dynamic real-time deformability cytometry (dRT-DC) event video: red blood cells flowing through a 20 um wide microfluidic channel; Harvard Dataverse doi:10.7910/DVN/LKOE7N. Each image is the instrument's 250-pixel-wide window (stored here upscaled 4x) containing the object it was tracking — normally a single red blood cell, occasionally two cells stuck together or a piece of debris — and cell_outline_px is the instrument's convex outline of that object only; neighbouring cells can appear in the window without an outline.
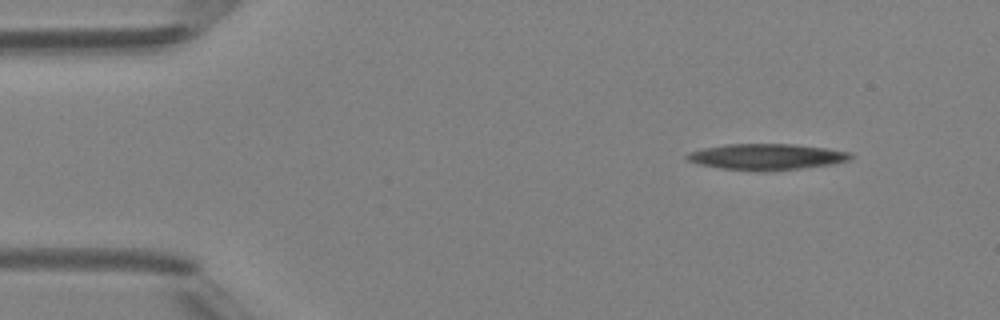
{"species": "Egyptian fruit bat (a non-hibernating species)", "species_latin": "Rousettus aegyptiacus", "temperature_condition": "room temperature", "stored_images_in_passage": 4, "segment_of_instrument_passage": [1, 2], "camera_frame_rate_fps": 3000, "um_per_image_px": 0.085, "animal": {"sex": "female"}, "frame": {"image": 1, "passage_image": 1, "time_ms": 0.0, "image_size_px": [1000, 320], "cell_outline_px": [[852, 156], [848, 160], [832, 164], [804, 168], [764, 172], [756, 172], [720, 168], [700, 164], [688, 160], [684, 156], [688, 152], [704, 148], [728, 144], [796, 144], [828, 148], [852, 152]], "centroid_in_image_um": [65.18, 13.33], "position_along_channel_um": 19.8, "area_um2": 25.14}}